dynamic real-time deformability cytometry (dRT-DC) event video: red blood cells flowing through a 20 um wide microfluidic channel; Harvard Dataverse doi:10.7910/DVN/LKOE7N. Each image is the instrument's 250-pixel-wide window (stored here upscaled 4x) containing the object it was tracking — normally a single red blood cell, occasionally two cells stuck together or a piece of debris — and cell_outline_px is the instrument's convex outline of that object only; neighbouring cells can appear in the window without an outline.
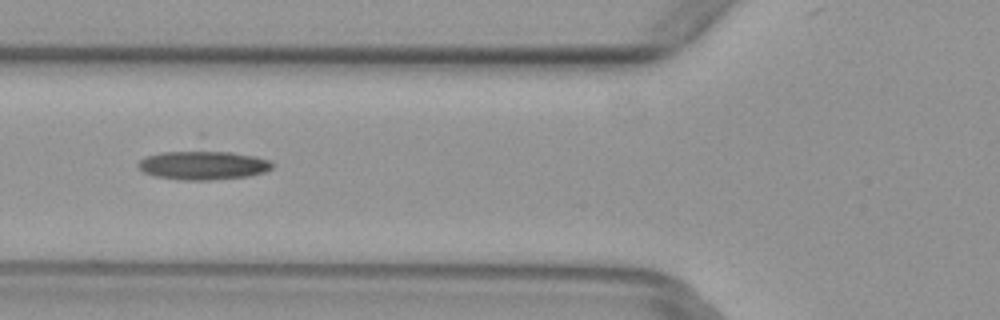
{"species": "common noctule bat (a hibernating species)", "species_latin": "Nyctalus noctula", "temperature_condition": "warm", "stored_images_in_passage": 6, "camera_frame_rate_fps": 3000, "um_per_image_px": 0.085, "animal": {"sex": "female", "body_mass_g": 29.2, "forearm_length_mm": 56.3}, "frame": {"image": 1, "passage_image": 6, "time_ms": 1.667, "image_size_px": [1000, 320], "cell_outline_px": [[272, 168], [264, 172], [248, 176], [208, 180], [180, 180], [152, 176], [144, 172], [136, 164], [140, 160], [148, 156], [164, 152], [200, 148], [204, 148], [232, 152], [252, 156], [268, 160], [272, 164]], "centroid_in_image_um": [17.22, 14.01], "position_along_channel_um": 108.6, "area_um2": 23.12}}